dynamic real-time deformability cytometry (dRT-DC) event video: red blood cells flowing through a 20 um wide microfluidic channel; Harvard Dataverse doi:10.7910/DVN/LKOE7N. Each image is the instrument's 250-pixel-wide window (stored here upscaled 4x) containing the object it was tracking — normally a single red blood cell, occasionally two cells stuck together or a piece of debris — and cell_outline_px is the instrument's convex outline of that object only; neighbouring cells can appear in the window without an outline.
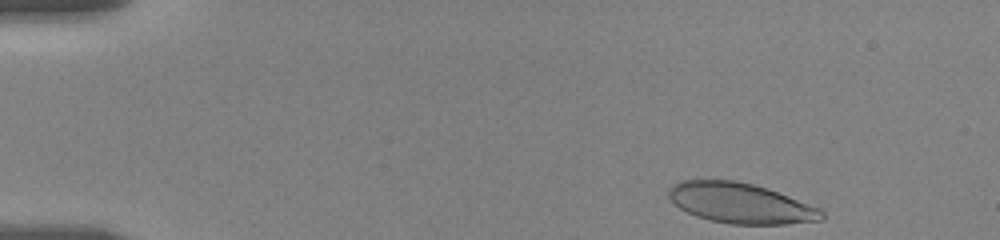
{"species": "human", "species_latin": "Homo sapiens", "temperature_condition": "room temperature", "stored_images_in_passage": 8, "camera_frame_rate_fps": 3000, "um_per_image_px": 0.085, "donor": {"sex": "female"}, "frame": {"image": 1, "passage_image": 1, "time_ms": 0.0, "image_size_px": [1000, 240], "cell_outline_px": [[824, 220], [784, 224], [728, 224], [708, 220], [696, 216], [680, 208], [668, 196], [668, 188], [672, 184], [680, 180], [736, 180], [768, 188], [820, 208], [824, 212]], "centroid_in_image_um": [62.95, 17.27], "position_along_channel_um": 22.1, "area_um2": 36.07}}
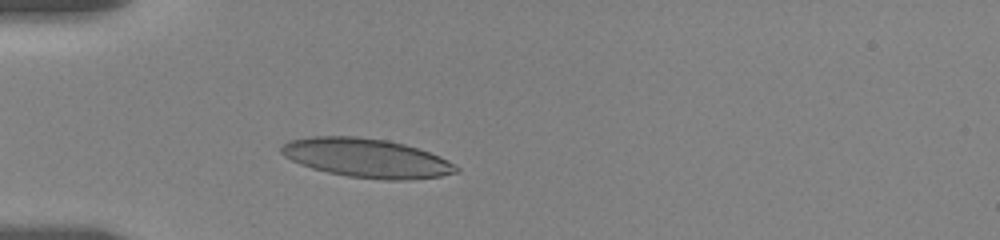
{"frame": {"image": 2, "passage_image": 6, "time_ms": 3.333, "image_size_px": [1000, 240], "cell_outline_px": [[460, 172], [440, 176], [404, 180], [384, 180], [348, 176], [328, 172], [312, 168], [300, 164], [284, 156], [280, 152], [280, 148], [288, 140], [312, 136], [356, 136], [388, 140], [404, 144], [428, 152], [448, 160], [460, 168]], "centroid_in_image_um": [31.15, 13.43], "position_along_channel_um": 53.9, "area_um2": 39.65}}
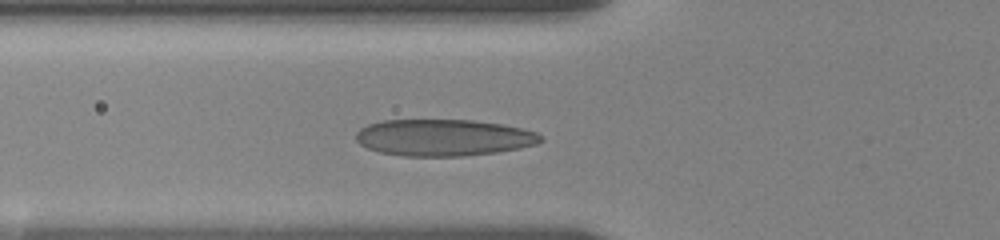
{"frame": {"image": 3, "passage_image": 8, "time_ms": 4.667, "image_size_px": [1000, 240], "cell_outline_px": [[544, 140], [536, 144], [520, 148], [496, 152], [464, 156], [404, 156], [380, 152], [368, 148], [360, 144], [356, 140], [356, 132], [360, 128], [368, 124], [384, 120], [472, 120], [504, 124], [536, 132], [544, 136]], "centroid_in_image_um": [37.72, 11.69], "position_along_channel_um": 88.1, "area_um2": 39.59}}